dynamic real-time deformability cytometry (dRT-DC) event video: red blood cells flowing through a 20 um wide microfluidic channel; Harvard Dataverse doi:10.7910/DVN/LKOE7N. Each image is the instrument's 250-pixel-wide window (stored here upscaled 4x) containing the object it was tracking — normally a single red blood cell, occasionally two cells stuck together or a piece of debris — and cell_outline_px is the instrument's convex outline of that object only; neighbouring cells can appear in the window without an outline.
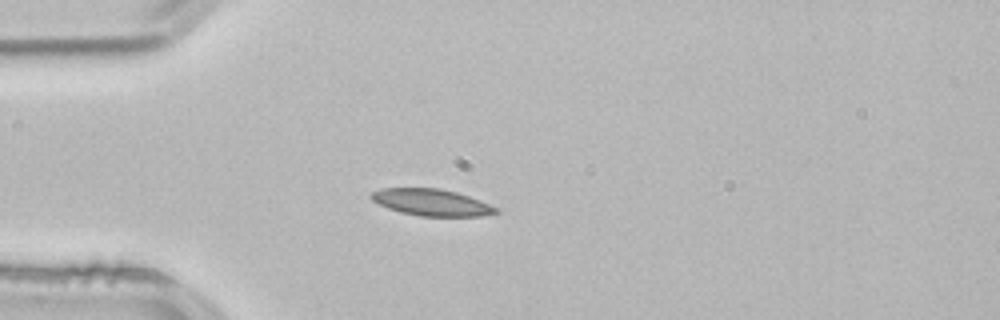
{"species": "common noctule bat (a hibernating species)", "species_latin": "Nyctalus noctula", "temperature_condition": "room temperature", "stored_images_in_passage": 3, "camera_frame_rate_fps": 3000, "um_per_image_px": 0.085, "animal": {"sex": "male", "body_mass_g": 21.5, "forearm_length_mm": 52.0}, "frame": {"image": 1, "passage_image": 3, "time_ms": 0.667, "image_size_px": [1000, 320], "cell_outline_px": [[500, 212], [480, 216], [420, 216], [400, 212], [388, 208], [372, 200], [368, 196], [372, 192], [380, 188], [440, 188], [456, 192], [480, 200], [500, 208]], "centroid_in_image_um": [36.69, 17.2], "position_along_channel_um": 48.3, "area_um2": 19.48}}